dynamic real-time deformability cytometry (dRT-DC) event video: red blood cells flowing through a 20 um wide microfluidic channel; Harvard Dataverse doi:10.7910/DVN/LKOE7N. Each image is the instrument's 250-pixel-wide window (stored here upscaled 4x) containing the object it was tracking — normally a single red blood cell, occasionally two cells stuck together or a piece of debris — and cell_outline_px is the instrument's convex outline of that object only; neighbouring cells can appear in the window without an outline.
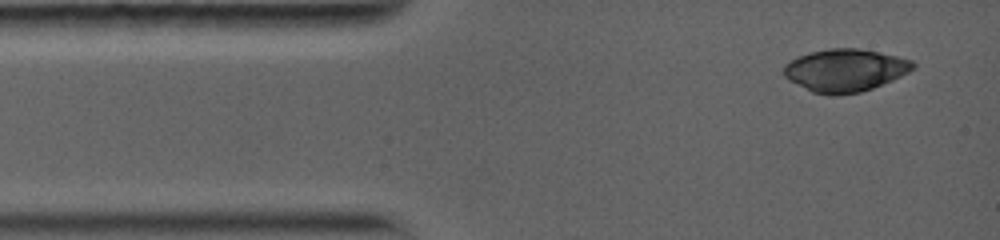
{"species": "common noctule bat (a hibernating species)", "species_latin": "Nyctalus noctula", "temperature_condition": "warm", "stored_images_in_passage": 3, "camera_frame_rate_fps": 5000, "um_per_image_px": 0.085, "animal": {"sex": "female", "body_mass_g": 19.0, "forearm_length_mm": 56.7}, "frame": {"image": 1, "passage_image": 1, "time_ms": 0.0, "image_size_px": [1000, 240], "cell_outline_px": [[916, 68], [892, 80], [872, 88], [860, 92], [812, 92], [788, 80], [784, 76], [784, 64], [800, 56], [812, 52], [832, 48], [860, 48], [896, 56], [912, 60], [916, 64]], "centroid_in_image_um": [71.86, 5.94], "position_along_channel_um": 13.1, "area_um2": 31.27}}